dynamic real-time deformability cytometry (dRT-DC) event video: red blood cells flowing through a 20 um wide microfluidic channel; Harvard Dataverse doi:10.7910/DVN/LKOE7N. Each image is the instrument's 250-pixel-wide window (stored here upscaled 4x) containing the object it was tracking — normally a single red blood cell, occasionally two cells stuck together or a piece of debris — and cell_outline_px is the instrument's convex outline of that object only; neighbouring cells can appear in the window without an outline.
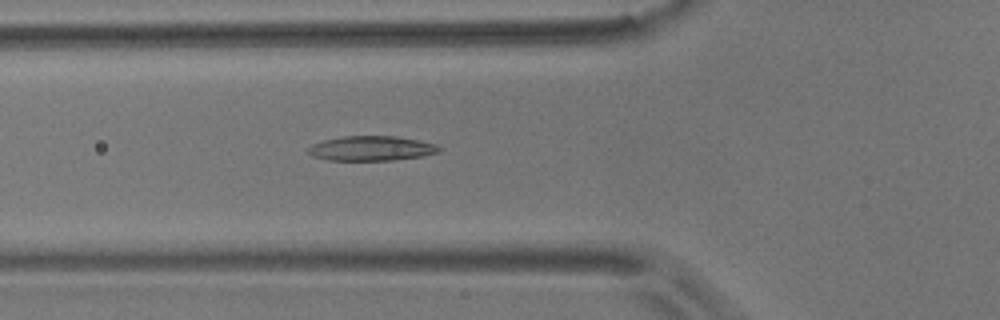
{"species": "common noctule bat (a hibernating species)", "species_latin": "Nyctalus noctula", "temperature_condition": "room temperature", "stored_images_in_passage": 5, "camera_frame_rate_fps": 3000, "um_per_image_px": 0.085, "animal": {"sex": "male", "body_mass_g": 17.9}, "frame": {"image": 1, "passage_image": 5, "time_ms": 4.667, "image_size_px": [1000, 320], "cell_outline_px": [[440, 152], [424, 156], [392, 160], [328, 160], [312, 156], [308, 152], [308, 148], [312, 144], [324, 140], [344, 136], [396, 136], [420, 140], [436, 144], [440, 148]], "centroid_in_image_um": [31.59, 12.61], "position_along_channel_um": 94.2, "area_um2": 18.9}}